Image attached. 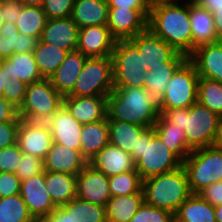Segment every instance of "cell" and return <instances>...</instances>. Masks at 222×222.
<instances>
[{"label":"cell","mask_w":222,"mask_h":222,"mask_svg":"<svg viewBox=\"0 0 222 222\" xmlns=\"http://www.w3.org/2000/svg\"><path fill=\"white\" fill-rule=\"evenodd\" d=\"M108 126L109 144L128 153L136 151L137 140L147 129L136 124L115 119H108Z\"/></svg>","instance_id":"obj_32"},{"label":"cell","mask_w":222,"mask_h":222,"mask_svg":"<svg viewBox=\"0 0 222 222\" xmlns=\"http://www.w3.org/2000/svg\"><path fill=\"white\" fill-rule=\"evenodd\" d=\"M218 41H222V9L212 13Z\"/></svg>","instance_id":"obj_54"},{"label":"cell","mask_w":222,"mask_h":222,"mask_svg":"<svg viewBox=\"0 0 222 222\" xmlns=\"http://www.w3.org/2000/svg\"><path fill=\"white\" fill-rule=\"evenodd\" d=\"M113 88H144L146 70L137 47L128 40H117L111 53Z\"/></svg>","instance_id":"obj_9"},{"label":"cell","mask_w":222,"mask_h":222,"mask_svg":"<svg viewBox=\"0 0 222 222\" xmlns=\"http://www.w3.org/2000/svg\"><path fill=\"white\" fill-rule=\"evenodd\" d=\"M75 0H45L42 8L47 19L71 17Z\"/></svg>","instance_id":"obj_43"},{"label":"cell","mask_w":222,"mask_h":222,"mask_svg":"<svg viewBox=\"0 0 222 222\" xmlns=\"http://www.w3.org/2000/svg\"><path fill=\"white\" fill-rule=\"evenodd\" d=\"M3 22H4V18H3V14L1 11V6H0V26L3 24Z\"/></svg>","instance_id":"obj_61"},{"label":"cell","mask_w":222,"mask_h":222,"mask_svg":"<svg viewBox=\"0 0 222 222\" xmlns=\"http://www.w3.org/2000/svg\"><path fill=\"white\" fill-rule=\"evenodd\" d=\"M21 180L15 173L0 172V198L20 194Z\"/></svg>","instance_id":"obj_46"},{"label":"cell","mask_w":222,"mask_h":222,"mask_svg":"<svg viewBox=\"0 0 222 222\" xmlns=\"http://www.w3.org/2000/svg\"><path fill=\"white\" fill-rule=\"evenodd\" d=\"M149 6H155L158 4H164V3H177V0H147Z\"/></svg>","instance_id":"obj_57"},{"label":"cell","mask_w":222,"mask_h":222,"mask_svg":"<svg viewBox=\"0 0 222 222\" xmlns=\"http://www.w3.org/2000/svg\"><path fill=\"white\" fill-rule=\"evenodd\" d=\"M20 195L33 218L47 217L56 209L45 186V170L21 181Z\"/></svg>","instance_id":"obj_16"},{"label":"cell","mask_w":222,"mask_h":222,"mask_svg":"<svg viewBox=\"0 0 222 222\" xmlns=\"http://www.w3.org/2000/svg\"><path fill=\"white\" fill-rule=\"evenodd\" d=\"M201 7L206 8L208 11L213 13L219 9H222V0H194Z\"/></svg>","instance_id":"obj_53"},{"label":"cell","mask_w":222,"mask_h":222,"mask_svg":"<svg viewBox=\"0 0 222 222\" xmlns=\"http://www.w3.org/2000/svg\"><path fill=\"white\" fill-rule=\"evenodd\" d=\"M78 31L79 27L71 17L49 19L42 31L40 40L72 52L77 49Z\"/></svg>","instance_id":"obj_21"},{"label":"cell","mask_w":222,"mask_h":222,"mask_svg":"<svg viewBox=\"0 0 222 222\" xmlns=\"http://www.w3.org/2000/svg\"><path fill=\"white\" fill-rule=\"evenodd\" d=\"M68 53L64 49L47 44L39 39L33 54L41 76L43 78H50L65 60Z\"/></svg>","instance_id":"obj_34"},{"label":"cell","mask_w":222,"mask_h":222,"mask_svg":"<svg viewBox=\"0 0 222 222\" xmlns=\"http://www.w3.org/2000/svg\"><path fill=\"white\" fill-rule=\"evenodd\" d=\"M109 6L107 0H75L72 20L80 28L107 26Z\"/></svg>","instance_id":"obj_26"},{"label":"cell","mask_w":222,"mask_h":222,"mask_svg":"<svg viewBox=\"0 0 222 222\" xmlns=\"http://www.w3.org/2000/svg\"><path fill=\"white\" fill-rule=\"evenodd\" d=\"M198 194L214 207L222 204V180L205 187Z\"/></svg>","instance_id":"obj_48"},{"label":"cell","mask_w":222,"mask_h":222,"mask_svg":"<svg viewBox=\"0 0 222 222\" xmlns=\"http://www.w3.org/2000/svg\"><path fill=\"white\" fill-rule=\"evenodd\" d=\"M161 113L174 123V126L185 131L191 150L214 145L220 116L198 101L189 108L163 110Z\"/></svg>","instance_id":"obj_2"},{"label":"cell","mask_w":222,"mask_h":222,"mask_svg":"<svg viewBox=\"0 0 222 222\" xmlns=\"http://www.w3.org/2000/svg\"><path fill=\"white\" fill-rule=\"evenodd\" d=\"M153 128L165 145L182 161L192 152L187 144L185 131L174 126L162 113H159Z\"/></svg>","instance_id":"obj_30"},{"label":"cell","mask_w":222,"mask_h":222,"mask_svg":"<svg viewBox=\"0 0 222 222\" xmlns=\"http://www.w3.org/2000/svg\"><path fill=\"white\" fill-rule=\"evenodd\" d=\"M116 41L107 26L80 28L76 50L88 58L110 57Z\"/></svg>","instance_id":"obj_17"},{"label":"cell","mask_w":222,"mask_h":222,"mask_svg":"<svg viewBox=\"0 0 222 222\" xmlns=\"http://www.w3.org/2000/svg\"><path fill=\"white\" fill-rule=\"evenodd\" d=\"M179 66H158L146 71L144 88L152 105L159 113L164 110V96L170 78Z\"/></svg>","instance_id":"obj_29"},{"label":"cell","mask_w":222,"mask_h":222,"mask_svg":"<svg viewBox=\"0 0 222 222\" xmlns=\"http://www.w3.org/2000/svg\"><path fill=\"white\" fill-rule=\"evenodd\" d=\"M76 197L105 207L111 198L108 177L88 164L77 175Z\"/></svg>","instance_id":"obj_15"},{"label":"cell","mask_w":222,"mask_h":222,"mask_svg":"<svg viewBox=\"0 0 222 222\" xmlns=\"http://www.w3.org/2000/svg\"><path fill=\"white\" fill-rule=\"evenodd\" d=\"M148 29L187 58L192 54L190 0L151 6Z\"/></svg>","instance_id":"obj_1"},{"label":"cell","mask_w":222,"mask_h":222,"mask_svg":"<svg viewBox=\"0 0 222 222\" xmlns=\"http://www.w3.org/2000/svg\"><path fill=\"white\" fill-rule=\"evenodd\" d=\"M17 39L18 53H33L39 41V38L21 33H19Z\"/></svg>","instance_id":"obj_51"},{"label":"cell","mask_w":222,"mask_h":222,"mask_svg":"<svg viewBox=\"0 0 222 222\" xmlns=\"http://www.w3.org/2000/svg\"><path fill=\"white\" fill-rule=\"evenodd\" d=\"M74 222H107L105 207L74 198L62 206Z\"/></svg>","instance_id":"obj_36"},{"label":"cell","mask_w":222,"mask_h":222,"mask_svg":"<svg viewBox=\"0 0 222 222\" xmlns=\"http://www.w3.org/2000/svg\"><path fill=\"white\" fill-rule=\"evenodd\" d=\"M109 8L136 9L138 11H149L147 0H107Z\"/></svg>","instance_id":"obj_49"},{"label":"cell","mask_w":222,"mask_h":222,"mask_svg":"<svg viewBox=\"0 0 222 222\" xmlns=\"http://www.w3.org/2000/svg\"><path fill=\"white\" fill-rule=\"evenodd\" d=\"M62 105L63 97L53 88L49 78H43L27 85L18 116L22 120L47 122Z\"/></svg>","instance_id":"obj_8"},{"label":"cell","mask_w":222,"mask_h":222,"mask_svg":"<svg viewBox=\"0 0 222 222\" xmlns=\"http://www.w3.org/2000/svg\"><path fill=\"white\" fill-rule=\"evenodd\" d=\"M17 143L22 153L44 160L53 143L48 124L21 119L17 130Z\"/></svg>","instance_id":"obj_13"},{"label":"cell","mask_w":222,"mask_h":222,"mask_svg":"<svg viewBox=\"0 0 222 222\" xmlns=\"http://www.w3.org/2000/svg\"><path fill=\"white\" fill-rule=\"evenodd\" d=\"M185 168L192 194L222 180V149L212 146L192 150L185 158Z\"/></svg>","instance_id":"obj_7"},{"label":"cell","mask_w":222,"mask_h":222,"mask_svg":"<svg viewBox=\"0 0 222 222\" xmlns=\"http://www.w3.org/2000/svg\"><path fill=\"white\" fill-rule=\"evenodd\" d=\"M3 88H4V78H3V73L0 68V96L3 94Z\"/></svg>","instance_id":"obj_59"},{"label":"cell","mask_w":222,"mask_h":222,"mask_svg":"<svg viewBox=\"0 0 222 222\" xmlns=\"http://www.w3.org/2000/svg\"><path fill=\"white\" fill-rule=\"evenodd\" d=\"M46 218L50 222H74L71 215L63 207H56Z\"/></svg>","instance_id":"obj_52"},{"label":"cell","mask_w":222,"mask_h":222,"mask_svg":"<svg viewBox=\"0 0 222 222\" xmlns=\"http://www.w3.org/2000/svg\"><path fill=\"white\" fill-rule=\"evenodd\" d=\"M214 146L219 149H222V116H220V123L218 127L217 136L214 142Z\"/></svg>","instance_id":"obj_55"},{"label":"cell","mask_w":222,"mask_h":222,"mask_svg":"<svg viewBox=\"0 0 222 222\" xmlns=\"http://www.w3.org/2000/svg\"><path fill=\"white\" fill-rule=\"evenodd\" d=\"M144 202L175 215L180 205L192 194L186 170L178 169L142 181Z\"/></svg>","instance_id":"obj_5"},{"label":"cell","mask_w":222,"mask_h":222,"mask_svg":"<svg viewBox=\"0 0 222 222\" xmlns=\"http://www.w3.org/2000/svg\"><path fill=\"white\" fill-rule=\"evenodd\" d=\"M188 59L200 78L222 82V41L196 48Z\"/></svg>","instance_id":"obj_22"},{"label":"cell","mask_w":222,"mask_h":222,"mask_svg":"<svg viewBox=\"0 0 222 222\" xmlns=\"http://www.w3.org/2000/svg\"><path fill=\"white\" fill-rule=\"evenodd\" d=\"M173 218V213L143 202L130 222H171Z\"/></svg>","instance_id":"obj_41"},{"label":"cell","mask_w":222,"mask_h":222,"mask_svg":"<svg viewBox=\"0 0 222 222\" xmlns=\"http://www.w3.org/2000/svg\"><path fill=\"white\" fill-rule=\"evenodd\" d=\"M18 35L16 24L3 22L0 26V59H6L18 53Z\"/></svg>","instance_id":"obj_40"},{"label":"cell","mask_w":222,"mask_h":222,"mask_svg":"<svg viewBox=\"0 0 222 222\" xmlns=\"http://www.w3.org/2000/svg\"><path fill=\"white\" fill-rule=\"evenodd\" d=\"M199 75L187 58L173 73L165 90L164 110L189 108L197 102Z\"/></svg>","instance_id":"obj_11"},{"label":"cell","mask_w":222,"mask_h":222,"mask_svg":"<svg viewBox=\"0 0 222 222\" xmlns=\"http://www.w3.org/2000/svg\"><path fill=\"white\" fill-rule=\"evenodd\" d=\"M52 134L53 142L62 147H71L80 151L82 124L79 123L62 105L46 122Z\"/></svg>","instance_id":"obj_19"},{"label":"cell","mask_w":222,"mask_h":222,"mask_svg":"<svg viewBox=\"0 0 222 222\" xmlns=\"http://www.w3.org/2000/svg\"><path fill=\"white\" fill-rule=\"evenodd\" d=\"M129 40L137 47L146 71L158 66H180L187 59L149 29Z\"/></svg>","instance_id":"obj_12"},{"label":"cell","mask_w":222,"mask_h":222,"mask_svg":"<svg viewBox=\"0 0 222 222\" xmlns=\"http://www.w3.org/2000/svg\"><path fill=\"white\" fill-rule=\"evenodd\" d=\"M111 197L135 194L142 189V179L136 170L108 177Z\"/></svg>","instance_id":"obj_39"},{"label":"cell","mask_w":222,"mask_h":222,"mask_svg":"<svg viewBox=\"0 0 222 222\" xmlns=\"http://www.w3.org/2000/svg\"><path fill=\"white\" fill-rule=\"evenodd\" d=\"M32 218L20 194L0 198V222H31Z\"/></svg>","instance_id":"obj_38"},{"label":"cell","mask_w":222,"mask_h":222,"mask_svg":"<svg viewBox=\"0 0 222 222\" xmlns=\"http://www.w3.org/2000/svg\"><path fill=\"white\" fill-rule=\"evenodd\" d=\"M18 117V109L0 96V122L14 121Z\"/></svg>","instance_id":"obj_50"},{"label":"cell","mask_w":222,"mask_h":222,"mask_svg":"<svg viewBox=\"0 0 222 222\" xmlns=\"http://www.w3.org/2000/svg\"><path fill=\"white\" fill-rule=\"evenodd\" d=\"M174 217L179 222H216L215 207L199 194H191L180 205Z\"/></svg>","instance_id":"obj_33"},{"label":"cell","mask_w":222,"mask_h":222,"mask_svg":"<svg viewBox=\"0 0 222 222\" xmlns=\"http://www.w3.org/2000/svg\"><path fill=\"white\" fill-rule=\"evenodd\" d=\"M192 53L203 45L218 42L213 15L194 0H190Z\"/></svg>","instance_id":"obj_25"},{"label":"cell","mask_w":222,"mask_h":222,"mask_svg":"<svg viewBox=\"0 0 222 222\" xmlns=\"http://www.w3.org/2000/svg\"><path fill=\"white\" fill-rule=\"evenodd\" d=\"M171 222H179V221L174 217Z\"/></svg>","instance_id":"obj_62"},{"label":"cell","mask_w":222,"mask_h":222,"mask_svg":"<svg viewBox=\"0 0 222 222\" xmlns=\"http://www.w3.org/2000/svg\"><path fill=\"white\" fill-rule=\"evenodd\" d=\"M77 176L45 171V186L56 207H62L76 198Z\"/></svg>","instance_id":"obj_28"},{"label":"cell","mask_w":222,"mask_h":222,"mask_svg":"<svg viewBox=\"0 0 222 222\" xmlns=\"http://www.w3.org/2000/svg\"><path fill=\"white\" fill-rule=\"evenodd\" d=\"M47 20L42 7L23 5L16 27L19 33L40 39Z\"/></svg>","instance_id":"obj_35"},{"label":"cell","mask_w":222,"mask_h":222,"mask_svg":"<svg viewBox=\"0 0 222 222\" xmlns=\"http://www.w3.org/2000/svg\"><path fill=\"white\" fill-rule=\"evenodd\" d=\"M88 164L107 177L116 176L129 170H136L131 154L111 144L106 145Z\"/></svg>","instance_id":"obj_23"},{"label":"cell","mask_w":222,"mask_h":222,"mask_svg":"<svg viewBox=\"0 0 222 222\" xmlns=\"http://www.w3.org/2000/svg\"><path fill=\"white\" fill-rule=\"evenodd\" d=\"M4 78L2 97L15 108L23 104L27 85L43 79L33 53H15L0 60Z\"/></svg>","instance_id":"obj_6"},{"label":"cell","mask_w":222,"mask_h":222,"mask_svg":"<svg viewBox=\"0 0 222 222\" xmlns=\"http://www.w3.org/2000/svg\"><path fill=\"white\" fill-rule=\"evenodd\" d=\"M108 144L109 126L107 117L101 121L83 124L80 136V151L88 162Z\"/></svg>","instance_id":"obj_27"},{"label":"cell","mask_w":222,"mask_h":222,"mask_svg":"<svg viewBox=\"0 0 222 222\" xmlns=\"http://www.w3.org/2000/svg\"><path fill=\"white\" fill-rule=\"evenodd\" d=\"M130 154L142 181L174 171L183 164V161L155 133L154 128H147L139 136L136 151Z\"/></svg>","instance_id":"obj_4"},{"label":"cell","mask_w":222,"mask_h":222,"mask_svg":"<svg viewBox=\"0 0 222 222\" xmlns=\"http://www.w3.org/2000/svg\"><path fill=\"white\" fill-rule=\"evenodd\" d=\"M23 4L19 0H3L1 11L4 21L16 24L21 15Z\"/></svg>","instance_id":"obj_47"},{"label":"cell","mask_w":222,"mask_h":222,"mask_svg":"<svg viewBox=\"0 0 222 222\" xmlns=\"http://www.w3.org/2000/svg\"><path fill=\"white\" fill-rule=\"evenodd\" d=\"M21 118L18 116L14 121L0 122V149L17 143V130Z\"/></svg>","instance_id":"obj_45"},{"label":"cell","mask_w":222,"mask_h":222,"mask_svg":"<svg viewBox=\"0 0 222 222\" xmlns=\"http://www.w3.org/2000/svg\"><path fill=\"white\" fill-rule=\"evenodd\" d=\"M197 101L222 116V82L200 78L198 82Z\"/></svg>","instance_id":"obj_37"},{"label":"cell","mask_w":222,"mask_h":222,"mask_svg":"<svg viewBox=\"0 0 222 222\" xmlns=\"http://www.w3.org/2000/svg\"><path fill=\"white\" fill-rule=\"evenodd\" d=\"M25 6H40L42 7L45 0H19Z\"/></svg>","instance_id":"obj_56"},{"label":"cell","mask_w":222,"mask_h":222,"mask_svg":"<svg viewBox=\"0 0 222 222\" xmlns=\"http://www.w3.org/2000/svg\"><path fill=\"white\" fill-rule=\"evenodd\" d=\"M149 11L109 8L108 23L116 40H128L148 29Z\"/></svg>","instance_id":"obj_14"},{"label":"cell","mask_w":222,"mask_h":222,"mask_svg":"<svg viewBox=\"0 0 222 222\" xmlns=\"http://www.w3.org/2000/svg\"><path fill=\"white\" fill-rule=\"evenodd\" d=\"M143 202L142 189L135 194L111 197L105 206L107 222H130Z\"/></svg>","instance_id":"obj_31"},{"label":"cell","mask_w":222,"mask_h":222,"mask_svg":"<svg viewBox=\"0 0 222 222\" xmlns=\"http://www.w3.org/2000/svg\"><path fill=\"white\" fill-rule=\"evenodd\" d=\"M113 89L111 57L87 58L73 90L67 96L107 97Z\"/></svg>","instance_id":"obj_10"},{"label":"cell","mask_w":222,"mask_h":222,"mask_svg":"<svg viewBox=\"0 0 222 222\" xmlns=\"http://www.w3.org/2000/svg\"><path fill=\"white\" fill-rule=\"evenodd\" d=\"M21 156L18 143L0 149V172L15 173Z\"/></svg>","instance_id":"obj_44"},{"label":"cell","mask_w":222,"mask_h":222,"mask_svg":"<svg viewBox=\"0 0 222 222\" xmlns=\"http://www.w3.org/2000/svg\"><path fill=\"white\" fill-rule=\"evenodd\" d=\"M43 171L44 162L42 159L22 153L21 160L18 163L15 174L21 181H24L32 176L41 174Z\"/></svg>","instance_id":"obj_42"},{"label":"cell","mask_w":222,"mask_h":222,"mask_svg":"<svg viewBox=\"0 0 222 222\" xmlns=\"http://www.w3.org/2000/svg\"><path fill=\"white\" fill-rule=\"evenodd\" d=\"M158 116L145 88H114L107 96V119L153 128Z\"/></svg>","instance_id":"obj_3"},{"label":"cell","mask_w":222,"mask_h":222,"mask_svg":"<svg viewBox=\"0 0 222 222\" xmlns=\"http://www.w3.org/2000/svg\"><path fill=\"white\" fill-rule=\"evenodd\" d=\"M31 222H50L46 217L32 218Z\"/></svg>","instance_id":"obj_60"},{"label":"cell","mask_w":222,"mask_h":222,"mask_svg":"<svg viewBox=\"0 0 222 222\" xmlns=\"http://www.w3.org/2000/svg\"><path fill=\"white\" fill-rule=\"evenodd\" d=\"M216 222H222V204L215 206Z\"/></svg>","instance_id":"obj_58"},{"label":"cell","mask_w":222,"mask_h":222,"mask_svg":"<svg viewBox=\"0 0 222 222\" xmlns=\"http://www.w3.org/2000/svg\"><path fill=\"white\" fill-rule=\"evenodd\" d=\"M63 105L82 125L101 121L107 117V97L64 96Z\"/></svg>","instance_id":"obj_20"},{"label":"cell","mask_w":222,"mask_h":222,"mask_svg":"<svg viewBox=\"0 0 222 222\" xmlns=\"http://www.w3.org/2000/svg\"><path fill=\"white\" fill-rule=\"evenodd\" d=\"M88 57L80 51L69 52L65 60L49 78L53 88L62 96H67L75 85Z\"/></svg>","instance_id":"obj_24"},{"label":"cell","mask_w":222,"mask_h":222,"mask_svg":"<svg viewBox=\"0 0 222 222\" xmlns=\"http://www.w3.org/2000/svg\"><path fill=\"white\" fill-rule=\"evenodd\" d=\"M43 162L45 171L76 176L88 165V161L83 157L81 151L69 146L62 147L56 142L52 143Z\"/></svg>","instance_id":"obj_18"}]
</instances>
